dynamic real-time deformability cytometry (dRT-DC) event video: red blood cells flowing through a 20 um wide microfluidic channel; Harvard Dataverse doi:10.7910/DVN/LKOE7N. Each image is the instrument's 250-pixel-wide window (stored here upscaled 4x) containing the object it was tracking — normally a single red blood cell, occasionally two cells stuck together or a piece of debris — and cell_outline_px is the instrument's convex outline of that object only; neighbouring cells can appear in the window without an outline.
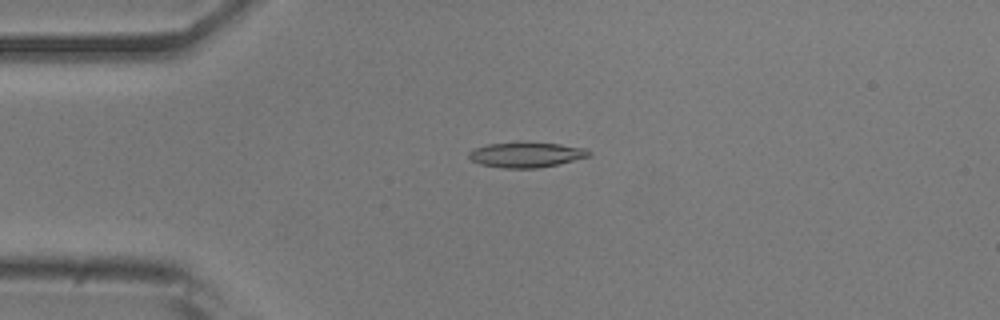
{"species": "common noctule bat (a hibernating species)", "species_latin": "Nyctalus noctula", "temperature_condition": "room temperature", "stored_images_in_passage": 51, "camera_frame_rate_fps": 3000, "um_per_image_px": 0.085, "animal": {"sex": "male", "body_mass_g": 20.5, "forearm_length_mm": 52.5}, "frame": {"image": 1, "passage_image": 12, "time_ms": 3.667, "image_size_px": [1000, 320], "cell_outline_px": [[592, 156], [556, 164], [536, 168], [504, 168], [480, 164], [472, 160], [468, 156], [468, 152], [476, 148], [488, 144], [560, 144], [584, 148], [592, 152]], "centroid_in_image_um": [44.75, 13.18], "position_along_channel_um": 40.3, "area_um2": 16.94}}
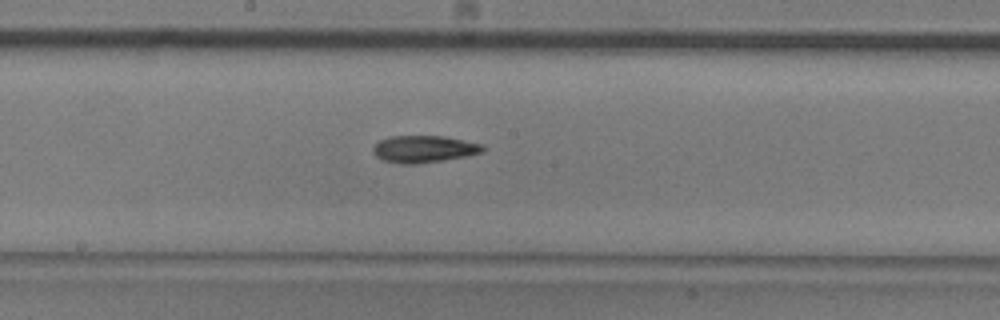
{"frame": {"image": 2, "passage_image": 27, "time_ms": 8.667, "image_size_px": [1000, 320], "cell_outline_px": [[484, 152], [464, 156], [416, 164], [400, 164], [384, 160], [376, 156], [372, 152], [372, 148], [380, 140], [392, 136], [444, 136], [484, 144]], "centroid_in_image_um": [36.03, 12.66], "position_along_channel_um": 212.2, "area_um2": 17.17}}
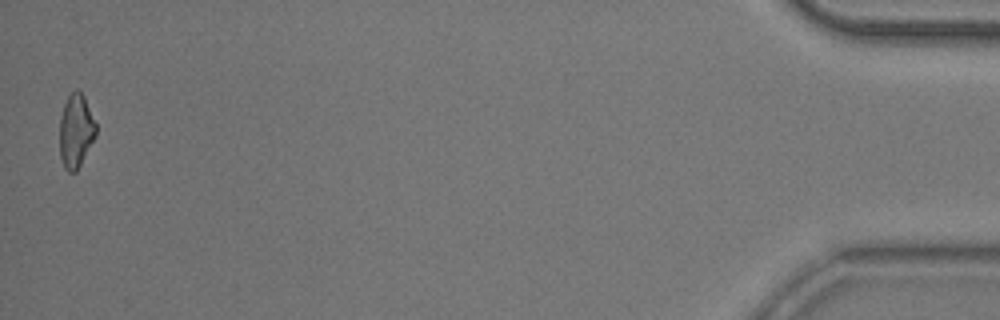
{"frame": {"image": 3, "passage_image": 51, "time_ms": 16.667, "image_size_px": [1000, 320], "cell_outline_px": [[96, 136], [76, 172], [68, 172], [64, 168], [60, 156], [60, 116], [64, 104], [68, 96], [76, 88], [84, 96], [96, 124]], "centroid_in_image_um": [6.44, 11.13], "position_along_channel_um": 428.8, "area_um2": 15.55}, "authors_computed_cell_mechanics": {"area_um2": 16.9932, "velocity_mm_per_s": 3.9025, "shape_relaxation_time_tau1_ms": 5.8329, "shape_relaxation_time_tau2_ms": null, "deformation_change_tau1": 0.1482, "deformation_change_tau2": null}}